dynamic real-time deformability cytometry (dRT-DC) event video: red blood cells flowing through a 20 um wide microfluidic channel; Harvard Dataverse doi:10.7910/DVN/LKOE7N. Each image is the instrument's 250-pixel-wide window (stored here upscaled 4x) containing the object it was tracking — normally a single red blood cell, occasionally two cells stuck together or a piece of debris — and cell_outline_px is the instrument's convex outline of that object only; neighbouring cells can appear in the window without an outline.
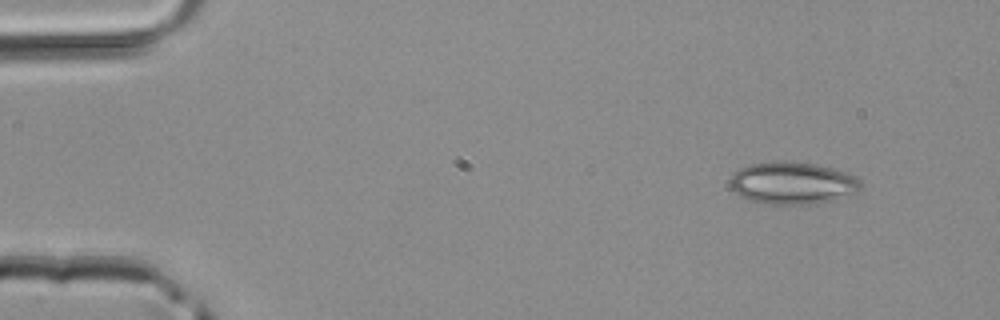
{"species": "common noctule bat (a hibernating species)", "species_latin": "Nyctalus noctula", "temperature_condition": "room temperature", "stored_images_in_passage": 4, "camera_frame_rate_fps": 3000, "um_per_image_px": 0.085, "animal": {"sex": "male", "body_mass_g": 20.4}, "frame": {"image": 1, "passage_image": 1, "time_ms": 0.0, "image_size_px": [1000, 320], "cell_outline_px": [[864, 184], [856, 192], [832, 200], [816, 204], [764, 204], [748, 200], [740, 196], [732, 188], [732, 176], [740, 168], [748, 164], [776, 160], [812, 164], [832, 168], [856, 176]], "centroid_in_image_um": [67.37, 15.56], "position_along_channel_um": 17.6, "area_um2": 32.08}}